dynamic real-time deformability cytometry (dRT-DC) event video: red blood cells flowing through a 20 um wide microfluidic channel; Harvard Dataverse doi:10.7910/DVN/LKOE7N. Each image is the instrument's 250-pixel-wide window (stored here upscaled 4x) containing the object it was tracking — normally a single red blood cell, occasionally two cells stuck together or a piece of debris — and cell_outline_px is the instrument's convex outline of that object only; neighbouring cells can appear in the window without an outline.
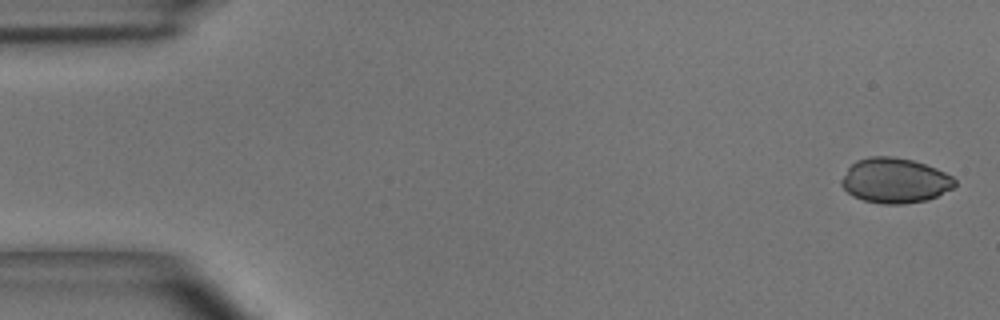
{"species": "common noctule bat (a hibernating species)", "species_latin": "Nyctalus noctula", "temperature_condition": "room temperature", "stored_images_in_passage": 5, "camera_frame_rate_fps": 3000, "um_per_image_px": 0.085, "animal": {"sex": "male", "body_mass_g": 15.6}, "frame": {"image": 1, "passage_image": 1, "time_ms": 0.0, "image_size_px": [1000, 320], "cell_outline_px": [[956, 184], [952, 188], [928, 200], [904, 204], [880, 204], [864, 200], [852, 196], [840, 184], [840, 180], [848, 168], [856, 160], [868, 156], [892, 156], [912, 160], [936, 168], [952, 176], [956, 180]], "centroid_in_image_um": [76.05, 15.35], "position_along_channel_um": 9.0, "area_um2": 29.82}}
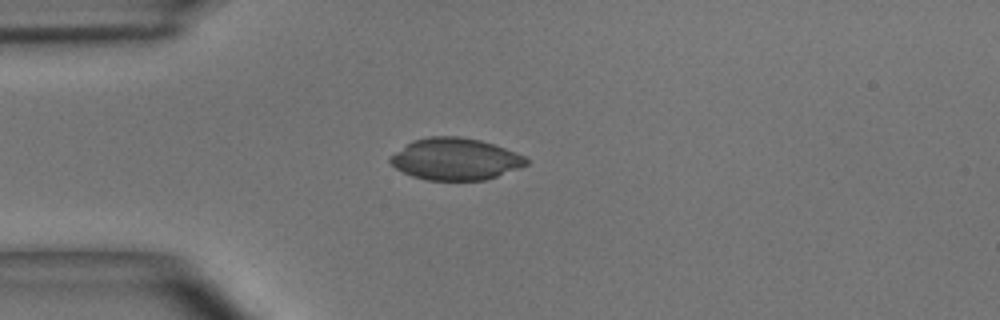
{"frame": {"image": 2, "passage_image": 4, "time_ms": 1.0, "image_size_px": [1000, 320], "cell_outline_px": [[528, 164], [496, 176], [484, 180], [428, 180], [412, 176], [396, 168], [388, 160], [388, 156], [412, 140], [428, 136], [456, 136], [480, 140], [516, 152], [524, 156], [528, 160]], "centroid_in_image_um": [38.66, 13.51], "position_along_channel_um": 46.3, "area_um2": 33.0}}